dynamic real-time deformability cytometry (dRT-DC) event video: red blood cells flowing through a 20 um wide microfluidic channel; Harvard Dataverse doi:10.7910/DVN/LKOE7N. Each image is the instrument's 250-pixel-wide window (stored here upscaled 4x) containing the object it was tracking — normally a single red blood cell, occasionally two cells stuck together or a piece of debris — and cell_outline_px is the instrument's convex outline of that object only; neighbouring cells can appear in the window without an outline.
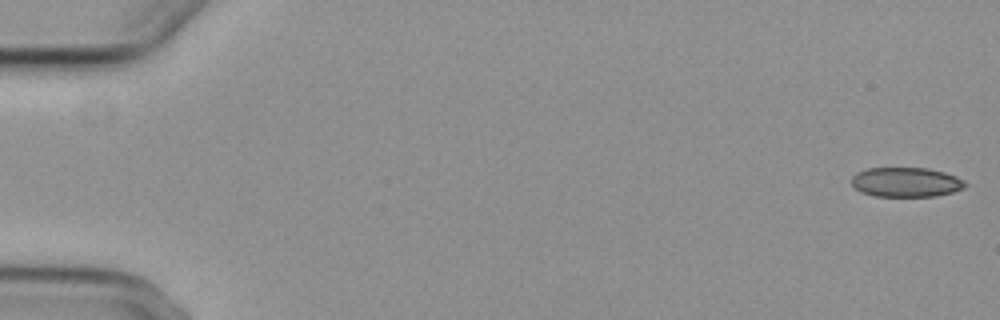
{"species": "common noctule bat (a hibernating species)", "species_latin": "Nyctalus noctula", "temperature_condition": "cold", "stored_images_in_passage": 11, "camera_frame_rate_fps": 3000, "um_per_image_px": 0.085, "animal": {"sex": "female", "body_mass_g": 29.2, "forearm_length_mm": 56.3}, "frame": {"image": 1, "passage_image": 1, "time_ms": 0.0, "image_size_px": [1000, 320], "cell_outline_px": [[968, 184], [964, 188], [952, 192], [936, 196], [876, 196], [860, 192], [852, 184], [852, 176], [856, 172], [868, 168], [928, 168], [944, 172], [956, 176], [964, 180]], "centroid_in_image_um": [77.02, 15.48], "position_along_channel_um": 8.0, "area_um2": 19.65}}